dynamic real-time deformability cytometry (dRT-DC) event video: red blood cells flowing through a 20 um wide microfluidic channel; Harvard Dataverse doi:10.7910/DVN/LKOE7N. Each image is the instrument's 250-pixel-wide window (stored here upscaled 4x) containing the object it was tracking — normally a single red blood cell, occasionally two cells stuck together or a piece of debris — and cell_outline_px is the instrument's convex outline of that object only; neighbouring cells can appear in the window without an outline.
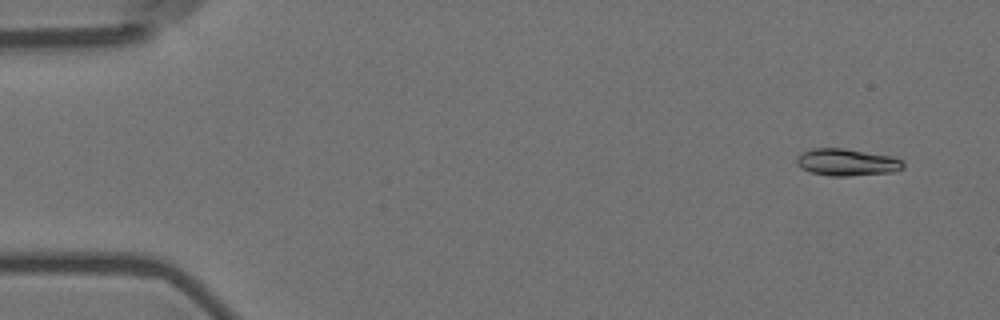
{"species": "Egyptian fruit bat (a non-hibernating species)", "species_latin": "Rousettus aegyptiacus", "temperature_condition": "room temperature", "stored_images_in_passage": 8, "camera_frame_rate_fps": 3000, "um_per_image_px": 0.085, "animal": {"sex": "female"}, "frame": {"image": 1, "passage_image": 4, "time_ms": 1.0, "image_size_px": [1000, 320], "cell_outline_px": [[904, 168], [892, 172], [848, 176], [832, 176], [812, 172], [800, 168], [796, 164], [796, 156], [812, 148], [844, 148], [892, 156], [900, 160], [904, 164]], "centroid_in_image_um": [71.96, 13.79], "position_along_channel_um": 13.0, "area_um2": 16.76}}